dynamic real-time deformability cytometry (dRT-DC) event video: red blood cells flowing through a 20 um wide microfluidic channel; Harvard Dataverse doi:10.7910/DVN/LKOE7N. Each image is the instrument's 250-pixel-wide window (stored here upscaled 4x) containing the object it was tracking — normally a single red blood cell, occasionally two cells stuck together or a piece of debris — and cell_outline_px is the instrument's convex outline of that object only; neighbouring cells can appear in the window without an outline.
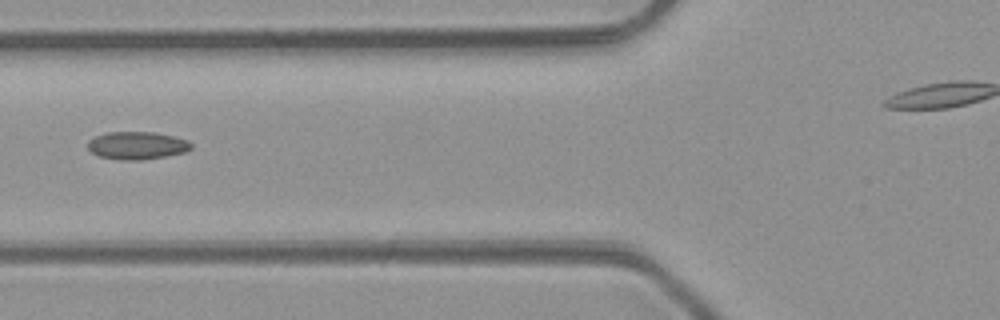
{"species": "common noctule bat (a hibernating species)", "species_latin": "Nyctalus noctula", "temperature_condition": "room temperature", "stored_images_in_passage": 5, "camera_frame_rate_fps": 3000, "um_per_image_px": 0.085, "animal": {"sex": "male", "body_mass_g": 23.1, "forearm_length_mm": 52.7}, "frame": {"image": 1, "passage_image": 5, "time_ms": 4.333, "image_size_px": [1000, 320], "cell_outline_px": [[192, 148], [184, 152], [164, 156], [140, 160], [120, 160], [100, 156], [92, 152], [88, 148], [88, 140], [96, 136], [108, 132], [152, 132], [172, 136], [188, 140], [192, 144]], "centroid_in_image_um": [11.64, 12.36], "position_along_channel_um": 114.2, "area_um2": 16.53}}